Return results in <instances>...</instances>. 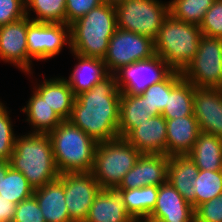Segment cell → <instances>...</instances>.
<instances>
[{"instance_id":"obj_28","label":"cell","mask_w":222,"mask_h":222,"mask_svg":"<svg viewBox=\"0 0 222 222\" xmlns=\"http://www.w3.org/2000/svg\"><path fill=\"white\" fill-rule=\"evenodd\" d=\"M128 213L135 220H146L155 207L158 197V186L118 190Z\"/></svg>"},{"instance_id":"obj_11","label":"cell","mask_w":222,"mask_h":222,"mask_svg":"<svg viewBox=\"0 0 222 222\" xmlns=\"http://www.w3.org/2000/svg\"><path fill=\"white\" fill-rule=\"evenodd\" d=\"M173 70L158 55L122 66L114 75L121 93L140 95L149 86L163 81Z\"/></svg>"},{"instance_id":"obj_41","label":"cell","mask_w":222,"mask_h":222,"mask_svg":"<svg viewBox=\"0 0 222 222\" xmlns=\"http://www.w3.org/2000/svg\"><path fill=\"white\" fill-rule=\"evenodd\" d=\"M10 166L9 161H0V182L2 176L6 175L7 169Z\"/></svg>"},{"instance_id":"obj_37","label":"cell","mask_w":222,"mask_h":222,"mask_svg":"<svg viewBox=\"0 0 222 222\" xmlns=\"http://www.w3.org/2000/svg\"><path fill=\"white\" fill-rule=\"evenodd\" d=\"M195 222H222V193L195 208Z\"/></svg>"},{"instance_id":"obj_2","label":"cell","mask_w":222,"mask_h":222,"mask_svg":"<svg viewBox=\"0 0 222 222\" xmlns=\"http://www.w3.org/2000/svg\"><path fill=\"white\" fill-rule=\"evenodd\" d=\"M9 163L14 170L25 176L34 189L55 181L60 176L48 134L29 132L17 135Z\"/></svg>"},{"instance_id":"obj_14","label":"cell","mask_w":222,"mask_h":222,"mask_svg":"<svg viewBox=\"0 0 222 222\" xmlns=\"http://www.w3.org/2000/svg\"><path fill=\"white\" fill-rule=\"evenodd\" d=\"M193 109L200 131L222 138L221 88L195 87Z\"/></svg>"},{"instance_id":"obj_23","label":"cell","mask_w":222,"mask_h":222,"mask_svg":"<svg viewBox=\"0 0 222 222\" xmlns=\"http://www.w3.org/2000/svg\"><path fill=\"white\" fill-rule=\"evenodd\" d=\"M62 120H69L75 95L63 77L44 79L33 88Z\"/></svg>"},{"instance_id":"obj_42","label":"cell","mask_w":222,"mask_h":222,"mask_svg":"<svg viewBox=\"0 0 222 222\" xmlns=\"http://www.w3.org/2000/svg\"><path fill=\"white\" fill-rule=\"evenodd\" d=\"M124 1H127V0H103V2L113 5V6H116Z\"/></svg>"},{"instance_id":"obj_7","label":"cell","mask_w":222,"mask_h":222,"mask_svg":"<svg viewBox=\"0 0 222 222\" xmlns=\"http://www.w3.org/2000/svg\"><path fill=\"white\" fill-rule=\"evenodd\" d=\"M115 7L117 28L155 40L169 15L168 2L159 0H127Z\"/></svg>"},{"instance_id":"obj_17","label":"cell","mask_w":222,"mask_h":222,"mask_svg":"<svg viewBox=\"0 0 222 222\" xmlns=\"http://www.w3.org/2000/svg\"><path fill=\"white\" fill-rule=\"evenodd\" d=\"M125 139L141 154L166 155V119L162 115L153 116L140 123Z\"/></svg>"},{"instance_id":"obj_9","label":"cell","mask_w":222,"mask_h":222,"mask_svg":"<svg viewBox=\"0 0 222 222\" xmlns=\"http://www.w3.org/2000/svg\"><path fill=\"white\" fill-rule=\"evenodd\" d=\"M65 45L70 49V25L35 22L27 17L28 75L33 74V59H52Z\"/></svg>"},{"instance_id":"obj_1","label":"cell","mask_w":222,"mask_h":222,"mask_svg":"<svg viewBox=\"0 0 222 222\" xmlns=\"http://www.w3.org/2000/svg\"><path fill=\"white\" fill-rule=\"evenodd\" d=\"M121 92L109 74L92 89L76 96L69 120L97 143L119 137Z\"/></svg>"},{"instance_id":"obj_22","label":"cell","mask_w":222,"mask_h":222,"mask_svg":"<svg viewBox=\"0 0 222 222\" xmlns=\"http://www.w3.org/2000/svg\"><path fill=\"white\" fill-rule=\"evenodd\" d=\"M33 195L45 222H74L68 214L64 185L59 179L34 189Z\"/></svg>"},{"instance_id":"obj_34","label":"cell","mask_w":222,"mask_h":222,"mask_svg":"<svg viewBox=\"0 0 222 222\" xmlns=\"http://www.w3.org/2000/svg\"><path fill=\"white\" fill-rule=\"evenodd\" d=\"M13 123L10 110L0 101V161H9L15 146Z\"/></svg>"},{"instance_id":"obj_21","label":"cell","mask_w":222,"mask_h":222,"mask_svg":"<svg viewBox=\"0 0 222 222\" xmlns=\"http://www.w3.org/2000/svg\"><path fill=\"white\" fill-rule=\"evenodd\" d=\"M72 56L78 60V63L69 78L64 79L69 84L75 97L92 89L94 85L109 75L103 59L84 57L76 53H73Z\"/></svg>"},{"instance_id":"obj_40","label":"cell","mask_w":222,"mask_h":222,"mask_svg":"<svg viewBox=\"0 0 222 222\" xmlns=\"http://www.w3.org/2000/svg\"><path fill=\"white\" fill-rule=\"evenodd\" d=\"M16 204L0 195V222H12Z\"/></svg>"},{"instance_id":"obj_20","label":"cell","mask_w":222,"mask_h":222,"mask_svg":"<svg viewBox=\"0 0 222 222\" xmlns=\"http://www.w3.org/2000/svg\"><path fill=\"white\" fill-rule=\"evenodd\" d=\"M199 168L188 155L169 157L167 182L170 183L183 198L196 208V188L194 181Z\"/></svg>"},{"instance_id":"obj_39","label":"cell","mask_w":222,"mask_h":222,"mask_svg":"<svg viewBox=\"0 0 222 222\" xmlns=\"http://www.w3.org/2000/svg\"><path fill=\"white\" fill-rule=\"evenodd\" d=\"M102 3L103 0H66V24L71 25Z\"/></svg>"},{"instance_id":"obj_13","label":"cell","mask_w":222,"mask_h":222,"mask_svg":"<svg viewBox=\"0 0 222 222\" xmlns=\"http://www.w3.org/2000/svg\"><path fill=\"white\" fill-rule=\"evenodd\" d=\"M169 156L141 154L136 164L124 175L117 190L160 186L167 182Z\"/></svg>"},{"instance_id":"obj_35","label":"cell","mask_w":222,"mask_h":222,"mask_svg":"<svg viewBox=\"0 0 222 222\" xmlns=\"http://www.w3.org/2000/svg\"><path fill=\"white\" fill-rule=\"evenodd\" d=\"M202 35L222 38V0H215L199 25Z\"/></svg>"},{"instance_id":"obj_10","label":"cell","mask_w":222,"mask_h":222,"mask_svg":"<svg viewBox=\"0 0 222 222\" xmlns=\"http://www.w3.org/2000/svg\"><path fill=\"white\" fill-rule=\"evenodd\" d=\"M153 55H155L154 40L117 28L109 41L103 61L108 73L114 74L122 66L149 59Z\"/></svg>"},{"instance_id":"obj_19","label":"cell","mask_w":222,"mask_h":222,"mask_svg":"<svg viewBox=\"0 0 222 222\" xmlns=\"http://www.w3.org/2000/svg\"><path fill=\"white\" fill-rule=\"evenodd\" d=\"M84 222H136L117 189H101Z\"/></svg>"},{"instance_id":"obj_32","label":"cell","mask_w":222,"mask_h":222,"mask_svg":"<svg viewBox=\"0 0 222 222\" xmlns=\"http://www.w3.org/2000/svg\"><path fill=\"white\" fill-rule=\"evenodd\" d=\"M182 78V73L172 71L163 81L149 86L142 95L147 98L150 111L156 116L161 115L167 100L168 92Z\"/></svg>"},{"instance_id":"obj_30","label":"cell","mask_w":222,"mask_h":222,"mask_svg":"<svg viewBox=\"0 0 222 222\" xmlns=\"http://www.w3.org/2000/svg\"><path fill=\"white\" fill-rule=\"evenodd\" d=\"M34 188L28 183L25 176L11 166L0 182V195L16 205L33 195Z\"/></svg>"},{"instance_id":"obj_6","label":"cell","mask_w":222,"mask_h":222,"mask_svg":"<svg viewBox=\"0 0 222 222\" xmlns=\"http://www.w3.org/2000/svg\"><path fill=\"white\" fill-rule=\"evenodd\" d=\"M141 153L125 138L98 142L91 170L101 189H117Z\"/></svg>"},{"instance_id":"obj_25","label":"cell","mask_w":222,"mask_h":222,"mask_svg":"<svg viewBox=\"0 0 222 222\" xmlns=\"http://www.w3.org/2000/svg\"><path fill=\"white\" fill-rule=\"evenodd\" d=\"M187 155L199 170L222 171V138L201 131Z\"/></svg>"},{"instance_id":"obj_36","label":"cell","mask_w":222,"mask_h":222,"mask_svg":"<svg viewBox=\"0 0 222 222\" xmlns=\"http://www.w3.org/2000/svg\"><path fill=\"white\" fill-rule=\"evenodd\" d=\"M12 222H45L34 195L16 205Z\"/></svg>"},{"instance_id":"obj_4","label":"cell","mask_w":222,"mask_h":222,"mask_svg":"<svg viewBox=\"0 0 222 222\" xmlns=\"http://www.w3.org/2000/svg\"><path fill=\"white\" fill-rule=\"evenodd\" d=\"M48 135L60 174L92 170L97 146L94 139L70 120H63Z\"/></svg>"},{"instance_id":"obj_27","label":"cell","mask_w":222,"mask_h":222,"mask_svg":"<svg viewBox=\"0 0 222 222\" xmlns=\"http://www.w3.org/2000/svg\"><path fill=\"white\" fill-rule=\"evenodd\" d=\"M195 86L183 77L168 92L167 104L161 113L165 119L193 115Z\"/></svg>"},{"instance_id":"obj_12","label":"cell","mask_w":222,"mask_h":222,"mask_svg":"<svg viewBox=\"0 0 222 222\" xmlns=\"http://www.w3.org/2000/svg\"><path fill=\"white\" fill-rule=\"evenodd\" d=\"M64 185L65 203L74 222H84L101 187L92 172H69L58 178Z\"/></svg>"},{"instance_id":"obj_33","label":"cell","mask_w":222,"mask_h":222,"mask_svg":"<svg viewBox=\"0 0 222 222\" xmlns=\"http://www.w3.org/2000/svg\"><path fill=\"white\" fill-rule=\"evenodd\" d=\"M196 207L222 193V171L199 170L194 181Z\"/></svg>"},{"instance_id":"obj_8","label":"cell","mask_w":222,"mask_h":222,"mask_svg":"<svg viewBox=\"0 0 222 222\" xmlns=\"http://www.w3.org/2000/svg\"><path fill=\"white\" fill-rule=\"evenodd\" d=\"M182 77L195 87L222 86V38L203 35L195 57L183 70Z\"/></svg>"},{"instance_id":"obj_24","label":"cell","mask_w":222,"mask_h":222,"mask_svg":"<svg viewBox=\"0 0 222 222\" xmlns=\"http://www.w3.org/2000/svg\"><path fill=\"white\" fill-rule=\"evenodd\" d=\"M155 116L150 111L147 98L142 94L128 95L121 93L119 109V137L125 138L140 123Z\"/></svg>"},{"instance_id":"obj_31","label":"cell","mask_w":222,"mask_h":222,"mask_svg":"<svg viewBox=\"0 0 222 222\" xmlns=\"http://www.w3.org/2000/svg\"><path fill=\"white\" fill-rule=\"evenodd\" d=\"M215 0H171L169 14L183 22L199 26Z\"/></svg>"},{"instance_id":"obj_18","label":"cell","mask_w":222,"mask_h":222,"mask_svg":"<svg viewBox=\"0 0 222 222\" xmlns=\"http://www.w3.org/2000/svg\"><path fill=\"white\" fill-rule=\"evenodd\" d=\"M200 127L193 115L166 119V155H187L200 134Z\"/></svg>"},{"instance_id":"obj_16","label":"cell","mask_w":222,"mask_h":222,"mask_svg":"<svg viewBox=\"0 0 222 222\" xmlns=\"http://www.w3.org/2000/svg\"><path fill=\"white\" fill-rule=\"evenodd\" d=\"M0 59L28 74L27 16L0 27Z\"/></svg>"},{"instance_id":"obj_38","label":"cell","mask_w":222,"mask_h":222,"mask_svg":"<svg viewBox=\"0 0 222 222\" xmlns=\"http://www.w3.org/2000/svg\"><path fill=\"white\" fill-rule=\"evenodd\" d=\"M25 16V0H0V27Z\"/></svg>"},{"instance_id":"obj_29","label":"cell","mask_w":222,"mask_h":222,"mask_svg":"<svg viewBox=\"0 0 222 222\" xmlns=\"http://www.w3.org/2000/svg\"><path fill=\"white\" fill-rule=\"evenodd\" d=\"M25 14L35 22L66 23V0H25Z\"/></svg>"},{"instance_id":"obj_43","label":"cell","mask_w":222,"mask_h":222,"mask_svg":"<svg viewBox=\"0 0 222 222\" xmlns=\"http://www.w3.org/2000/svg\"><path fill=\"white\" fill-rule=\"evenodd\" d=\"M136 222H149L148 220H136Z\"/></svg>"},{"instance_id":"obj_3","label":"cell","mask_w":222,"mask_h":222,"mask_svg":"<svg viewBox=\"0 0 222 222\" xmlns=\"http://www.w3.org/2000/svg\"><path fill=\"white\" fill-rule=\"evenodd\" d=\"M117 29L113 5L103 2L70 25V52L104 59Z\"/></svg>"},{"instance_id":"obj_5","label":"cell","mask_w":222,"mask_h":222,"mask_svg":"<svg viewBox=\"0 0 222 222\" xmlns=\"http://www.w3.org/2000/svg\"><path fill=\"white\" fill-rule=\"evenodd\" d=\"M202 36L199 26L175 19L169 14L154 40L155 54L173 71L182 73L195 57Z\"/></svg>"},{"instance_id":"obj_15","label":"cell","mask_w":222,"mask_h":222,"mask_svg":"<svg viewBox=\"0 0 222 222\" xmlns=\"http://www.w3.org/2000/svg\"><path fill=\"white\" fill-rule=\"evenodd\" d=\"M195 209L168 182L158 186L156 204L149 222H195Z\"/></svg>"},{"instance_id":"obj_26","label":"cell","mask_w":222,"mask_h":222,"mask_svg":"<svg viewBox=\"0 0 222 222\" xmlns=\"http://www.w3.org/2000/svg\"><path fill=\"white\" fill-rule=\"evenodd\" d=\"M21 111L26 113L27 123H30V133L49 134L54 130L63 120L58 114L43 100V98L35 91H32Z\"/></svg>"}]
</instances>
